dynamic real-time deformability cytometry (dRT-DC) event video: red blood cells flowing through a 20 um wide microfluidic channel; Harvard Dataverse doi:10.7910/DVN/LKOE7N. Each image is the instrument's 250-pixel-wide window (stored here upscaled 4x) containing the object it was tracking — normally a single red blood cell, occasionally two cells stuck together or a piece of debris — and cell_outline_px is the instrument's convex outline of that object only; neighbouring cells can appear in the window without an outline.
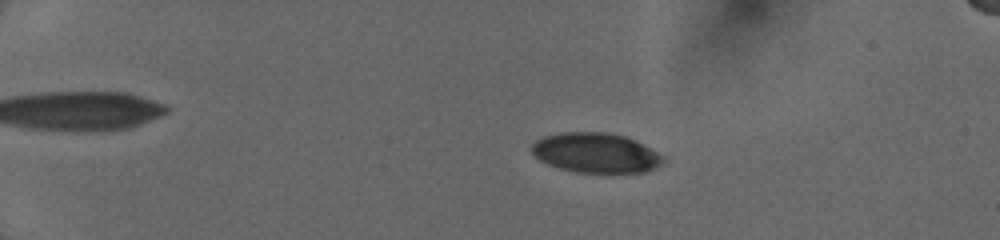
{"species": "human", "species_latin": "Homo sapiens", "temperature_condition": "cold", "stored_images_in_passage": 10, "camera_frame_rate_fps": 3000, "um_per_image_px": 0.085, "donor": {"sex": "female"}, "frame": {"image": 1, "passage_image": 4, "time_ms": 2.667, "image_size_px": [1000, 240], "cell_outline_px": [[668, 160], [664, 164], [656, 168], [644, 172], [576, 172], [560, 168], [548, 164], [540, 160], [528, 148], [536, 140], [544, 136], [556, 132], [608, 132], [624, 136], [636, 140], [668, 156]], "centroid_in_image_um": [50.71, 12.98], "position_along_channel_um": 34.3, "area_um2": 31.1}}